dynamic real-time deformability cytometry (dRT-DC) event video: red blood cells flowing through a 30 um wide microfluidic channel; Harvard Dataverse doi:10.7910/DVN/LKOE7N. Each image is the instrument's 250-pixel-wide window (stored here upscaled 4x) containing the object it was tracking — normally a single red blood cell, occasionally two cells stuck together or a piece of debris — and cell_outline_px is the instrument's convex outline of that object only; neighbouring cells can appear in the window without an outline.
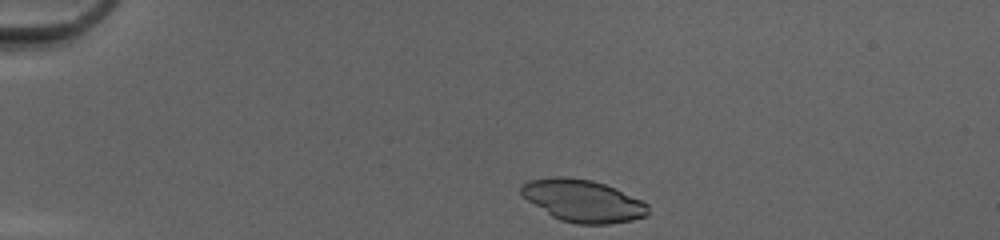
{"species": "common noctule bat (a hibernating species)", "species_latin": "Nyctalus noctula", "temperature_condition": "cold", "stored_images_in_passage": 34, "camera_frame_rate_fps": 3000, "um_per_image_px": 0.085, "animal": {"sex": "female", "body_mass_g": 20.0, "forearm_length_mm": 54.0}, "frame": {"image": 1, "passage_image": 1, "time_ms": 0.0, "image_size_px": [1000, 240], "cell_outline_px": [[648, 216], [632, 220], [608, 224], [576, 224], [560, 220], [552, 216], [528, 200], [520, 192], [520, 184], [528, 180], [556, 176], [564, 176], [592, 180], [616, 188], [648, 204]], "centroid_in_image_um": [49.54, 17.06], "position_along_channel_um": 35.5, "area_um2": 31.21}}
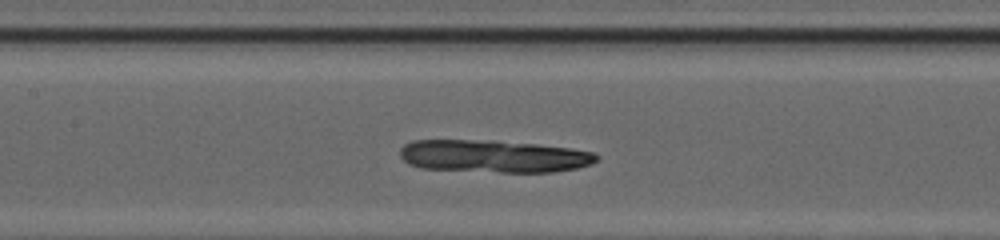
{"frame": {"image": 2, "passage_image": 15, "time_ms": 4.667, "image_size_px": [1000, 240], "cell_outline_px": [[600, 156], [592, 164], [576, 168], [556, 172], [500, 172], [420, 168], [408, 164], [400, 156], [400, 148], [404, 144], [412, 140], [496, 140], [536, 144], [572, 148], [596, 152]], "centroid_in_image_um": [41.98, 13.27], "position_along_channel_um": 165.4, "area_um2": 37.63}}
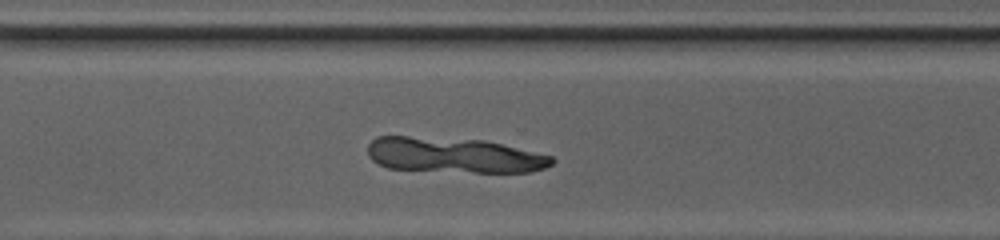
{"frame": {"image": 3, "passage_image": 27, "time_ms": 8.667, "image_size_px": [1000, 240], "cell_outline_px": [[556, 160], [552, 164], [544, 168], [528, 172], [476, 172], [388, 168], [372, 160], [368, 156], [368, 144], [376, 136], [408, 136], [484, 140], [552, 156]], "centroid_in_image_um": [38.56, 13.18], "position_along_channel_um": 332.0, "area_um2": 37.57}}